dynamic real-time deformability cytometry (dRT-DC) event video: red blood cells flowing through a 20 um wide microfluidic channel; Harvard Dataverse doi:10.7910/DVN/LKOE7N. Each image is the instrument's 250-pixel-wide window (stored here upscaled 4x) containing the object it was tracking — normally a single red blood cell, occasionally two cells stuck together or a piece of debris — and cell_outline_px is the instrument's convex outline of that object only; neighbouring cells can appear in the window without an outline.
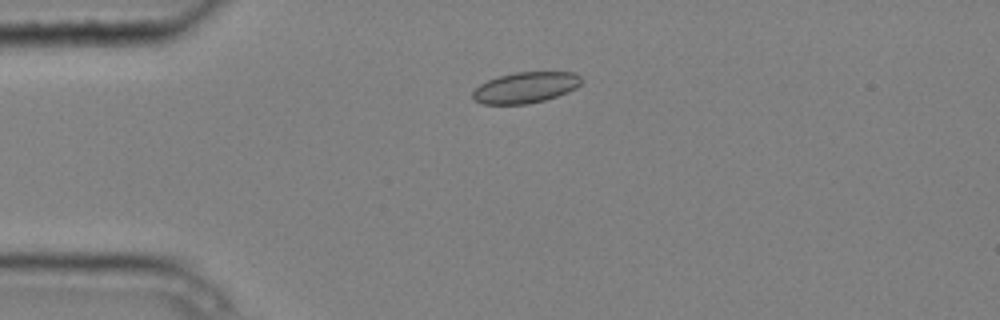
{"species": "common noctule bat (a hibernating species)", "species_latin": "Nyctalus noctula", "temperature_condition": "cold", "stored_images_in_passage": 4, "camera_frame_rate_fps": 3000, "um_per_image_px": 0.085, "animal": {"sex": "male", "body_mass_g": 20.4}, "frame": {"image": 1, "passage_image": 3, "time_ms": 0.667, "image_size_px": [1000, 320], "cell_outline_px": [[584, 80], [576, 88], [568, 92], [544, 100], [528, 104], [480, 104], [472, 96], [472, 92], [480, 84], [488, 80], [500, 76], [516, 72], [576, 72]], "centroid_in_image_um": [44.69, 7.44], "position_along_channel_um": 40.3, "area_um2": 19.59}}